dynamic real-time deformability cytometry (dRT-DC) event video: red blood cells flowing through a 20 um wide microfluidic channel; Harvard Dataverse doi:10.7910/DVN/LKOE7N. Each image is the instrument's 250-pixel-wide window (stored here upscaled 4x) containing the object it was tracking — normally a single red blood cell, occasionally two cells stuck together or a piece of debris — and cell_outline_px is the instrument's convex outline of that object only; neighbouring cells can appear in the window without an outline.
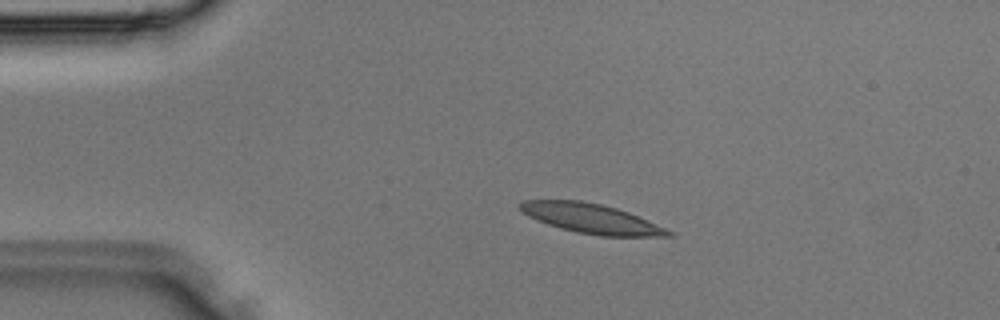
{"species": "Egyptian fruit bat (a non-hibernating species)", "species_latin": "Rousettus aegyptiacus", "temperature_condition": "room temperature", "stored_images_in_passage": 35, "camera_frame_rate_fps": 3000, "um_per_image_px": 0.085, "animal": {"sex": "male"}, "frame": {"image": 1, "passage_image": 6, "time_ms": 1.667, "image_size_px": [1000, 320], "cell_outline_px": [[676, 236], [600, 236], [576, 232], [548, 224], [536, 220], [528, 216], [520, 208], [520, 204], [524, 200], [580, 200], [600, 204], [616, 208], [628, 212], [664, 228], [672, 232]], "centroid_in_image_um": [50.24, 18.58], "position_along_channel_um": 34.8, "area_um2": 25.14}}
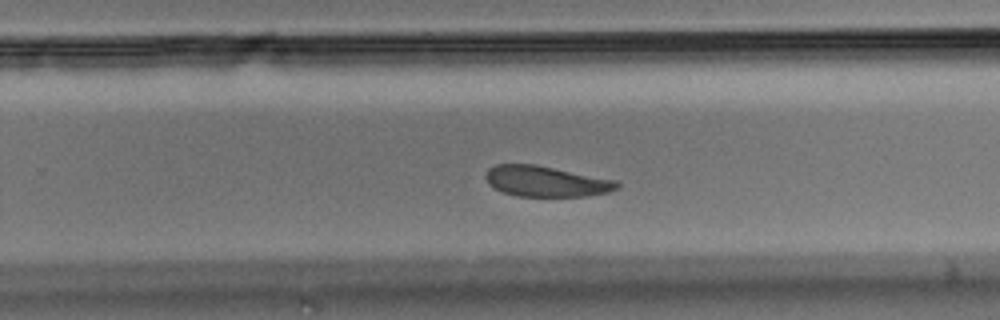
{"frame": {"image": 2, "passage_image": 22, "time_ms": 7.0, "image_size_px": [1000, 320], "cell_outline_px": [[620, 188], [612, 192], [584, 196], [516, 196], [504, 192], [488, 184], [484, 176], [488, 168], [496, 164], [536, 164], [616, 180], [620, 184]], "centroid_in_image_um": [46.43, 15.41], "position_along_channel_um": 283.4, "area_um2": 23.64}}
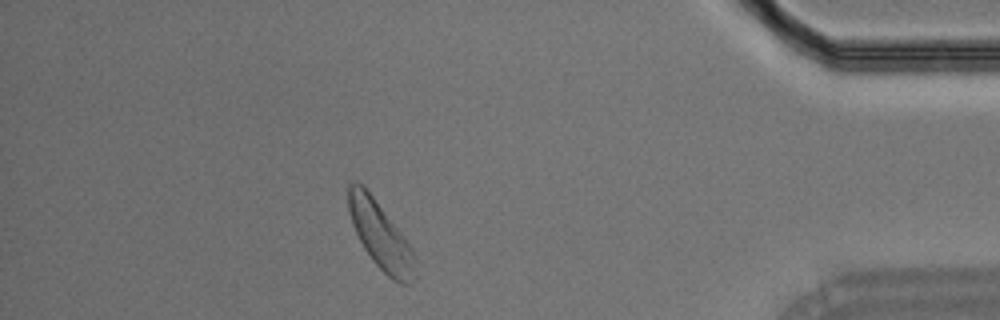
{"frame": {"image": 3, "passage_image": 31, "time_ms": 10.0, "image_size_px": [1000, 320], "cell_outline_px": [[416, 276], [408, 284], [400, 284], [392, 280], [372, 260], [364, 248], [352, 224], [348, 208], [348, 184], [352, 180], [356, 180], [364, 184], [404, 236], [412, 248], [416, 268]], "centroid_in_image_um": [32.33, 19.98], "position_along_channel_um": 402.9, "area_um2": 26.18}}